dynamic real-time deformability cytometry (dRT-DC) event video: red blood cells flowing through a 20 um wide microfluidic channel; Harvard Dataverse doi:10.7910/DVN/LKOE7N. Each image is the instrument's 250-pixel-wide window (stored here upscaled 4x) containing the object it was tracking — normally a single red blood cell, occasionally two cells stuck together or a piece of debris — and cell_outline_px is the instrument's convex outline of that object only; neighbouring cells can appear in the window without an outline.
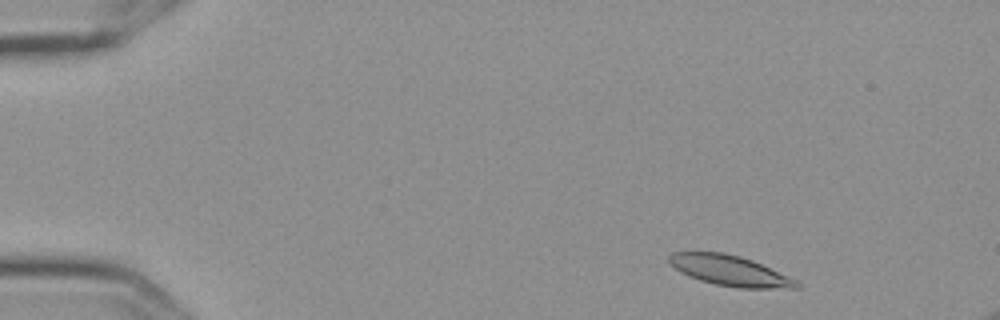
{"species": "Egyptian fruit bat (a non-hibernating species)", "species_latin": "Rousettus aegyptiacus", "temperature_condition": "cold", "stored_images_in_passage": 11, "camera_frame_rate_fps": 3000, "um_per_image_px": 0.085, "frame": {"image": 1, "passage_image": 4, "time_ms": 1.0, "image_size_px": [1000, 320], "cell_outline_px": [[800, 288], [736, 288], [716, 284], [700, 280], [688, 276], [680, 272], [668, 264], [668, 256], [672, 252], [724, 252], [740, 256], [752, 260], [796, 280], [800, 284]], "centroid_in_image_um": [61.98, 23.0], "position_along_channel_um": 23.0, "area_um2": 22.54}}